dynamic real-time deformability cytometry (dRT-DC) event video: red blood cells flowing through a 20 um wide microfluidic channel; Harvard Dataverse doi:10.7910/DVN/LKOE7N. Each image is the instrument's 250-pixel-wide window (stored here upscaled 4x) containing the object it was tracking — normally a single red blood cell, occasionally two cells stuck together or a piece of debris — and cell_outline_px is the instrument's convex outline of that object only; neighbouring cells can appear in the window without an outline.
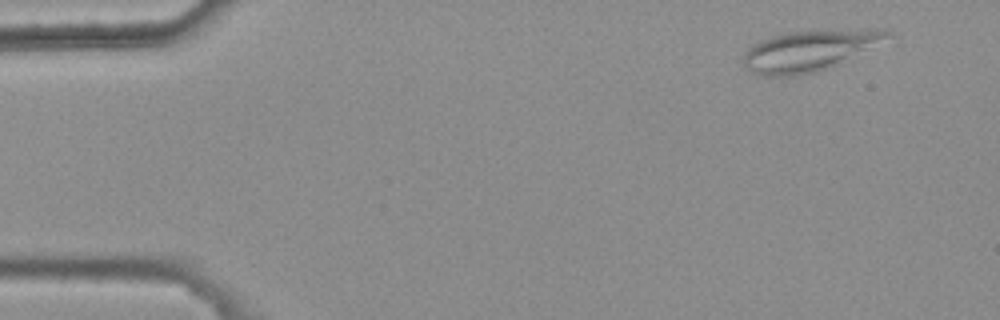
{"species": "common noctule bat (a hibernating species)", "species_latin": "Nyctalus noctula", "temperature_condition": "warm", "stored_images_in_passage": 5, "camera_frame_rate_fps": 3000, "um_per_image_px": 0.085, "animal": {"sex": "female", "body_mass_g": 25.1}, "frame": {"image": 1, "passage_image": 2, "time_ms": 0.333, "image_size_px": [1000, 320], "cell_outline_px": [[892, 36], [840, 64], [816, 72], [796, 76], [760, 76], [752, 72], [740, 60], [744, 52], [748, 48], [760, 40], [772, 36], [788, 32], [832, 28], [888, 28], [892, 32]], "centroid_in_image_um": [68.83, 4.27], "position_along_channel_um": 16.2, "area_um2": 35.2}}